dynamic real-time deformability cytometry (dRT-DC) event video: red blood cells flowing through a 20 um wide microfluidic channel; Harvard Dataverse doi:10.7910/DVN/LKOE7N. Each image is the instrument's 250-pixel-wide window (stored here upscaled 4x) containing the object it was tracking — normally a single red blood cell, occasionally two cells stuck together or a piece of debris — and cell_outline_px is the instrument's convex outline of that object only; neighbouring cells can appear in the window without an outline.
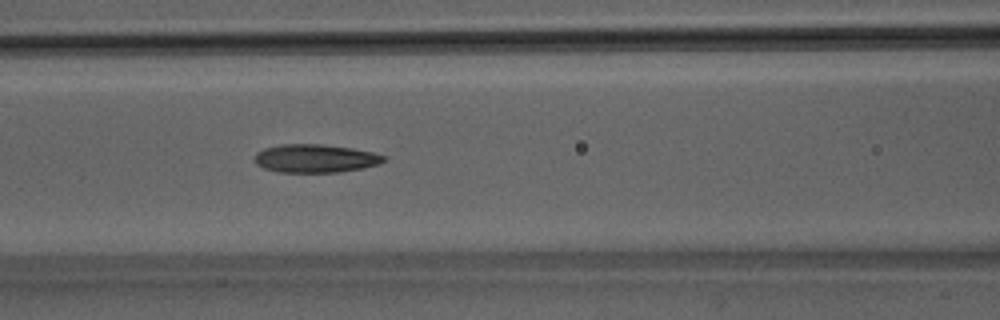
{"species": "Egyptian fruit bat (a non-hibernating species)", "species_latin": "Rousettus aegyptiacus", "temperature_condition": "room temperature", "stored_images_in_passage": 51, "camera_frame_rate_fps": 3000, "um_per_image_px": 0.085, "animal": {"sex": "male"}, "frame": {"image": 1, "passage_image": 22, "time_ms": 7.0, "image_size_px": [1000, 320], "cell_outline_px": [[388, 160], [376, 164], [360, 168], [340, 172], [276, 172], [264, 168], [256, 164], [256, 152], [264, 148], [280, 144], [320, 144], [352, 148], [372, 152], [388, 156]], "centroid_in_image_um": [26.81, 13.46], "position_along_channel_um": 139.8, "area_um2": 21.27}}
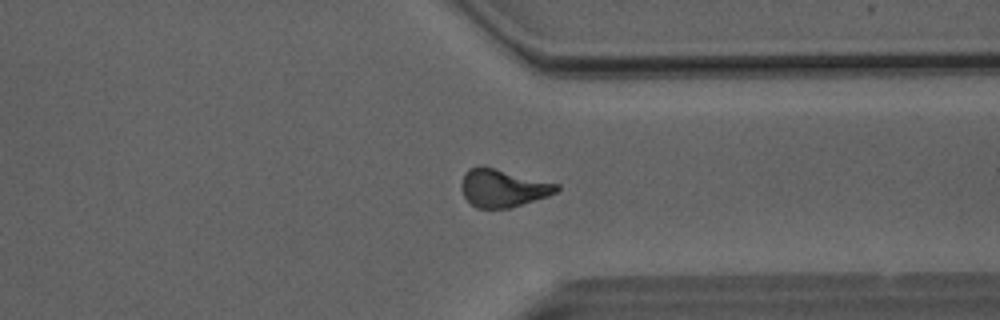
{"frame": {"image": 2, "passage_image": 39, "time_ms": 12.667, "image_size_px": [1000, 320], "cell_outline_px": [[560, 188], [556, 192], [548, 196], [508, 208], [476, 208], [464, 196], [460, 188], [460, 184], [464, 172], [468, 168], [480, 164], [484, 164], [560, 184]], "centroid_in_image_um": [42.72, 15.93], "position_along_channel_um": 368.7, "area_um2": 21.5}}
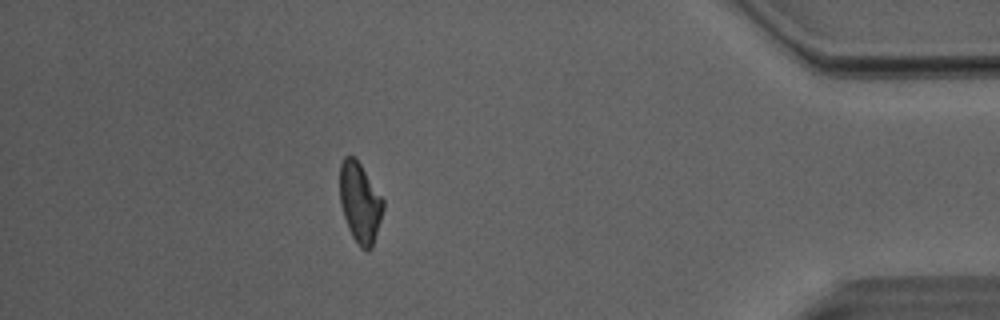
{"frame": {"image": 3, "passage_image": 45, "time_ms": 14.667, "image_size_px": [1000, 320], "cell_outline_px": [[384, 208], [372, 248], [368, 252], [364, 252], [360, 248], [352, 236], [348, 228], [340, 204], [340, 164], [344, 156], [352, 156], [360, 164], [384, 200]], "centroid_in_image_um": [30.59, 17.27], "position_along_channel_um": 404.6, "area_um2": 20.23}, "authors_computed_cell_mechanics": {"area_um2": 21.2704, "velocity_mm_per_s": 4.0545, "shape_relaxation_time_tau1_ms": 7.2728, "shape_relaxation_time_tau2_ms": 1.7853, "deformation_change_tau1": 0.2072, "deformation_change_tau2": 0.0913}}